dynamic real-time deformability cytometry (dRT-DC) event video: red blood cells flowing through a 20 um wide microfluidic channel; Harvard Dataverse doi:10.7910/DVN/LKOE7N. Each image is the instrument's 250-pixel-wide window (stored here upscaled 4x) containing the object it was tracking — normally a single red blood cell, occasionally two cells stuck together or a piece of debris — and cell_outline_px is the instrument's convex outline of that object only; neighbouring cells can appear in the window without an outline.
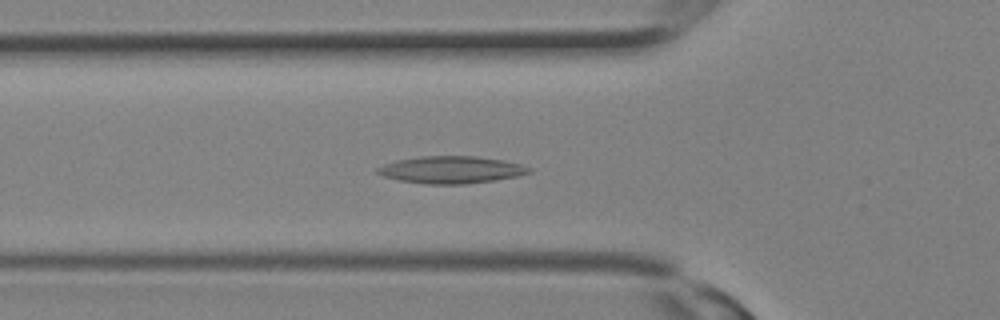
{"species": "Egyptian fruit bat (a non-hibernating species)", "species_latin": "Rousettus aegyptiacus", "temperature_condition": "room temperature", "stored_images_in_passage": 29, "camera_frame_rate_fps": 3000, "um_per_image_px": 0.085, "animal": {"sex": "female"}, "frame": {"image": 1, "passage_image": 10, "time_ms": 3.0, "image_size_px": [1000, 320], "cell_outline_px": [[532, 172], [520, 176], [496, 180], [464, 184], [424, 184], [400, 180], [384, 176], [376, 172], [376, 168], [384, 164], [396, 160], [420, 156], [476, 156], [504, 160], [520, 164], [532, 168]], "centroid_in_image_um": [38.38, 14.43], "position_along_channel_um": 87.4, "area_um2": 24.16}}
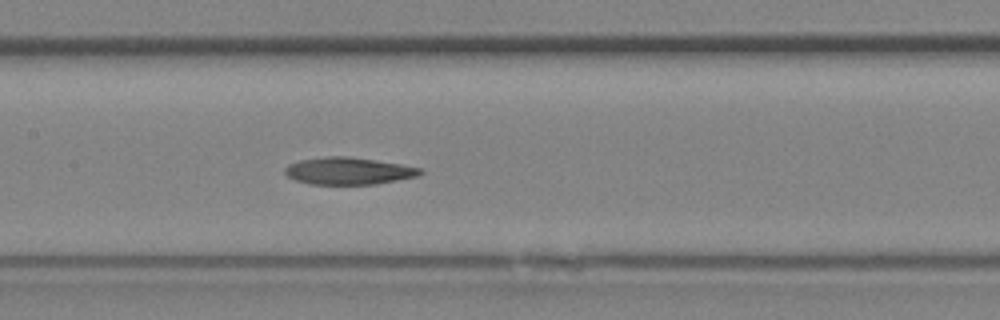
{"frame": {"image": 2, "passage_image": 14, "time_ms": 4.333, "image_size_px": [1000, 320], "cell_outline_px": [[424, 172], [416, 176], [376, 184], [312, 184], [296, 180], [288, 176], [284, 172], [284, 168], [288, 164], [300, 160], [328, 156], [348, 156], [400, 164], [420, 168]], "centroid_in_image_um": [29.59, 14.52], "position_along_channel_um": 177.8, "area_um2": 21.15}}
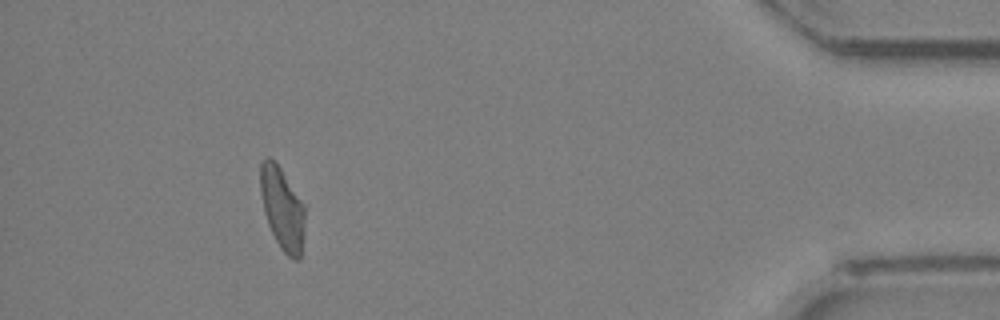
{"frame": {"image": 3, "passage_image": 27, "time_ms": 8.667, "image_size_px": [1000, 320], "cell_outline_px": [[304, 236], [300, 260], [292, 260], [280, 248], [268, 224], [264, 212], [260, 192], [260, 164], [268, 156], [276, 160], [304, 204]], "centroid_in_image_um": [24.0, 17.72], "position_along_channel_um": 411.2, "area_um2": 21.62}}